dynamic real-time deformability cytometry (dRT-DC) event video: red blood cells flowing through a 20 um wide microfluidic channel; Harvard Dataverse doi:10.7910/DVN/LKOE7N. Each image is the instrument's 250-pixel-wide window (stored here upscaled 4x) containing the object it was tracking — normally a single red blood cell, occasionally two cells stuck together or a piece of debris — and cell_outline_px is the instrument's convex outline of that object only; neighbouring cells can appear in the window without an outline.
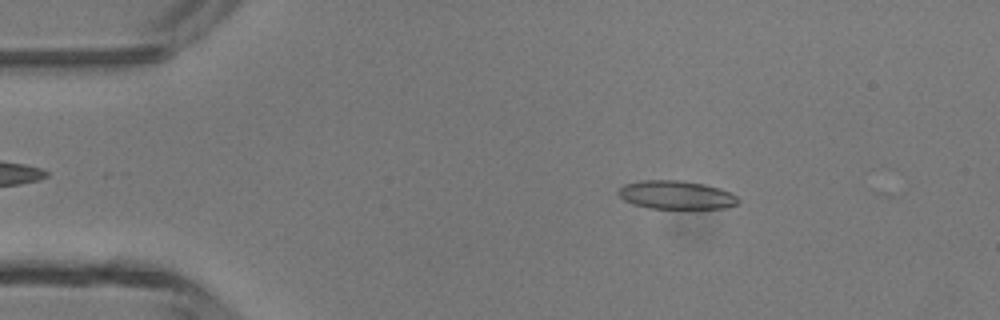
{"species": "common noctule bat (a hibernating species)", "species_latin": "Nyctalus noctula", "temperature_condition": "room temperature", "stored_images_in_passage": 36, "camera_frame_rate_fps": 3000, "um_per_image_px": 0.085, "animal": {"sex": "male", "body_mass_g": 13.3}, "frame": {"image": 1, "passage_image": 3, "time_ms": 0.667, "image_size_px": [1000, 320], "cell_outline_px": [[740, 200], [736, 204], [724, 208], [648, 208], [624, 200], [616, 192], [624, 184], [640, 180], [680, 180], [704, 184], [720, 188], [732, 192]], "centroid_in_image_um": [57.48, 16.55], "position_along_channel_um": 27.5, "area_um2": 19.83}}
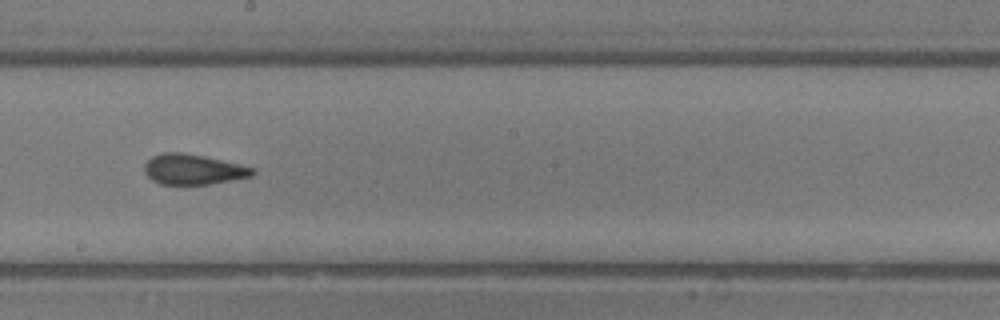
{"frame": {"image": 2, "passage_image": 21, "time_ms": 6.667, "image_size_px": [1000, 320], "cell_outline_px": [[256, 172], [252, 176], [232, 180], [208, 184], [160, 184], [152, 180], [144, 172], [144, 164], [152, 156], [164, 152], [180, 152], [204, 156], [240, 164], [256, 168]], "centroid_in_image_um": [16.43, 14.39], "position_along_channel_um": 231.8, "area_um2": 19.13}}
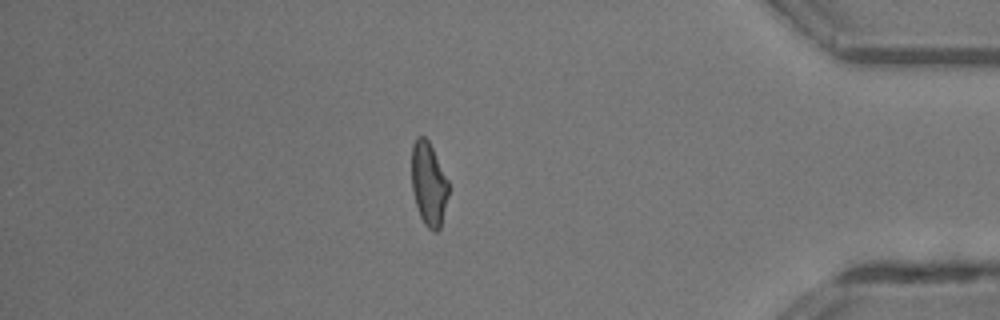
{"frame": {"image": 3, "passage_image": 35, "time_ms": 11.333, "image_size_px": [1000, 320], "cell_outline_px": [[448, 196], [440, 228], [436, 232], [432, 232], [424, 224], [420, 216], [412, 192], [412, 144], [416, 136], [424, 136], [428, 140], [448, 180]], "centroid_in_image_um": [36.43, 15.64], "position_along_channel_um": 398.8, "area_um2": 17.92}}